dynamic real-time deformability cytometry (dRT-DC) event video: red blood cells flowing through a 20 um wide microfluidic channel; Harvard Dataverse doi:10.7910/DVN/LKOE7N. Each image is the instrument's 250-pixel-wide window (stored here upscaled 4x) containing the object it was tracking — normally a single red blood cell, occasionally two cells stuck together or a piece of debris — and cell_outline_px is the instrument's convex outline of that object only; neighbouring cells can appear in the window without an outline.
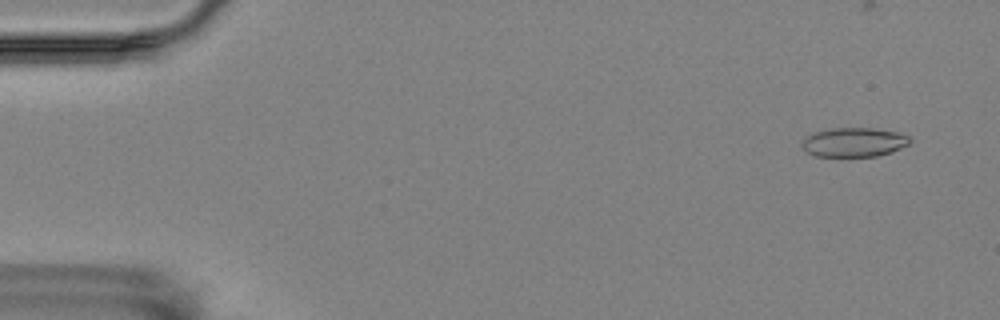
{"species": "Egyptian fruit bat (a non-hibernating species)", "species_latin": "Rousettus aegyptiacus", "temperature_condition": "room temperature", "stored_images_in_passage": 45, "camera_frame_rate_fps": 3000, "um_per_image_px": 0.085, "animal": {"sex": "female"}, "frame": {"image": 1, "passage_image": 4, "time_ms": 1.0, "image_size_px": [1000, 320], "cell_outline_px": [[912, 140], [908, 144], [892, 152], [876, 156], [816, 156], [808, 152], [800, 144], [812, 132], [828, 128], [872, 128], [896, 132], [908, 136]], "centroid_in_image_um": [72.58, 12.08], "position_along_channel_um": 12.4, "area_um2": 18.26}}
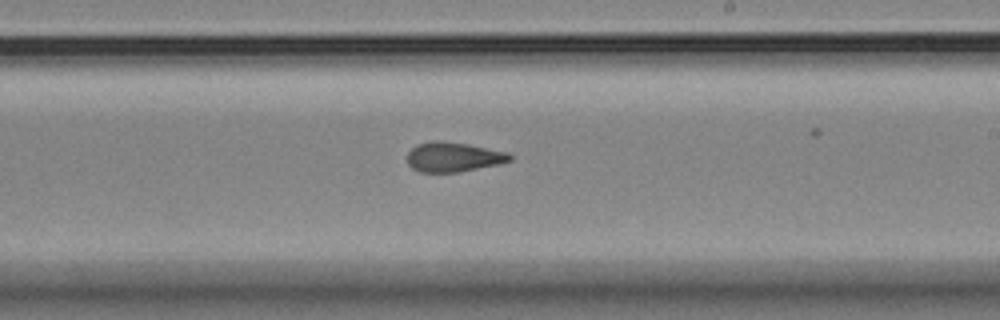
{"frame": {"image": 2, "passage_image": 34, "time_ms": 11.0, "image_size_px": [1000, 320], "cell_outline_px": [[512, 160], [500, 164], [456, 172], [420, 172], [412, 168], [408, 164], [408, 152], [416, 144], [432, 140], [444, 140], [468, 144], [508, 152], [512, 156]], "centroid_in_image_um": [38.53, 13.33], "position_along_channel_um": 250.5, "area_um2": 17.86}}
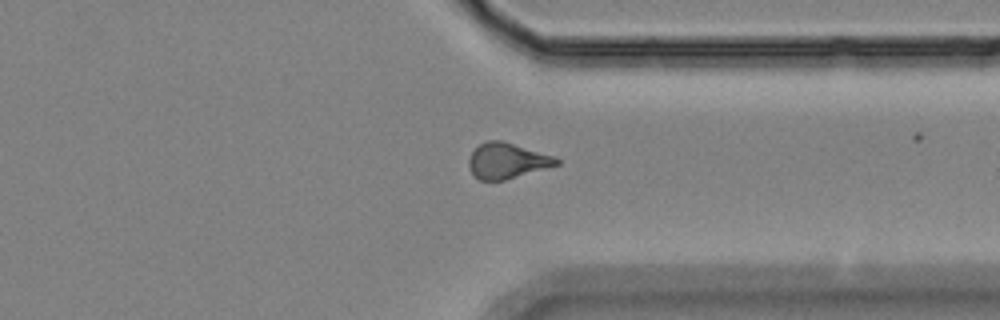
{"frame": {"image": 3, "passage_image": 44, "time_ms": 14.333, "image_size_px": [1000, 320], "cell_outline_px": [[560, 164], [504, 180], [480, 180], [472, 172], [468, 164], [468, 160], [472, 152], [480, 144], [488, 140], [500, 140], [556, 156], [560, 160]], "centroid_in_image_um": [43.12, 13.66], "position_along_channel_um": 368.3, "area_um2": 17.98}}